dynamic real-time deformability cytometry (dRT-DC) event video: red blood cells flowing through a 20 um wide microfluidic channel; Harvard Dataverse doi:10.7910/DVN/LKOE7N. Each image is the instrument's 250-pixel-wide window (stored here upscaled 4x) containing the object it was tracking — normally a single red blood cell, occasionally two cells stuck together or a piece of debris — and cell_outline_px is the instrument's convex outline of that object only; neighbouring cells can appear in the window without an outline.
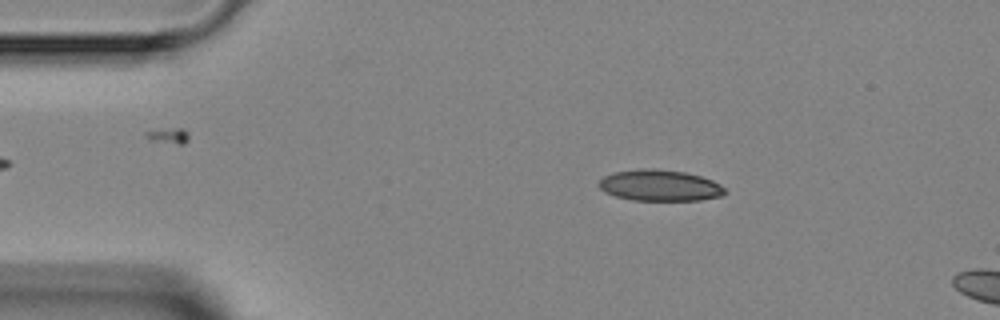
{"species": "Egyptian fruit bat (a non-hibernating species)", "species_latin": "Rousettus aegyptiacus", "temperature_condition": "room temperature", "stored_images_in_passage": 4, "camera_frame_rate_fps": 3000, "um_per_image_px": 0.085, "animal": {"sex": "female"}, "frame": {"image": 1, "passage_image": 2, "time_ms": 1.333, "image_size_px": [1000, 320], "cell_outline_px": [[728, 192], [724, 196], [700, 200], [632, 200], [616, 196], [604, 192], [596, 184], [604, 176], [612, 172], [640, 168], [656, 168], [684, 172], [700, 176], [712, 180], [720, 184]], "centroid_in_image_um": [56.08, 15.76], "position_along_channel_um": 28.9, "area_um2": 23.18}}